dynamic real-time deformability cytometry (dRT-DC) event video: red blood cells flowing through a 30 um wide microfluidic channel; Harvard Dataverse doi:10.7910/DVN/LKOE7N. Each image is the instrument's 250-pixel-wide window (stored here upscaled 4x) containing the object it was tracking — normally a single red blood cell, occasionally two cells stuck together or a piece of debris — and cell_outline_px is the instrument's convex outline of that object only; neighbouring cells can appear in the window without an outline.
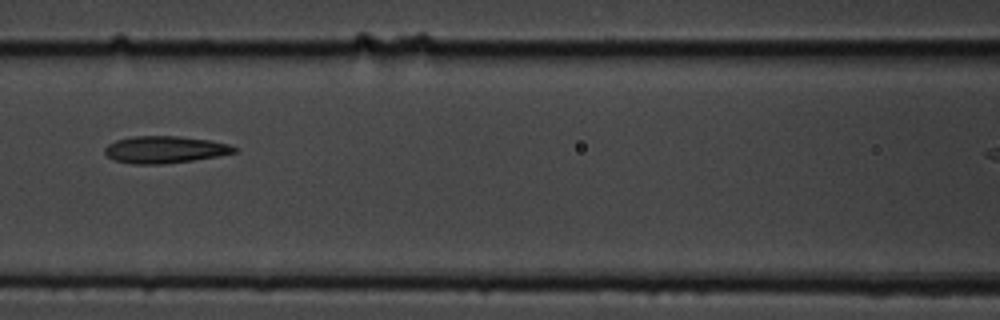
{"species": "common noctule bat (a hibernating species)", "species_latin": "Nyctalus noctula", "temperature_condition": "cold", "stored_images_in_passage": 11, "camera_frame_rate_fps": 3000, "um_per_image_px": 0.085, "animal": {"sex": "male", "body_mass_g": 19.5, "forearm_length_mm": 54.6}, "frame": {"image": 1, "passage_image": 7, "time_ms": 7.0, "image_size_px": [1000, 320], "cell_outline_px": [[236, 152], [220, 156], [164, 164], [132, 164], [112, 160], [104, 152], [104, 148], [108, 144], [116, 140], [132, 136], [176, 136], [208, 140], [228, 144], [236, 148]], "centroid_in_image_um": [13.97, 12.72], "position_along_channel_um": 152.6, "area_um2": 20.4}}
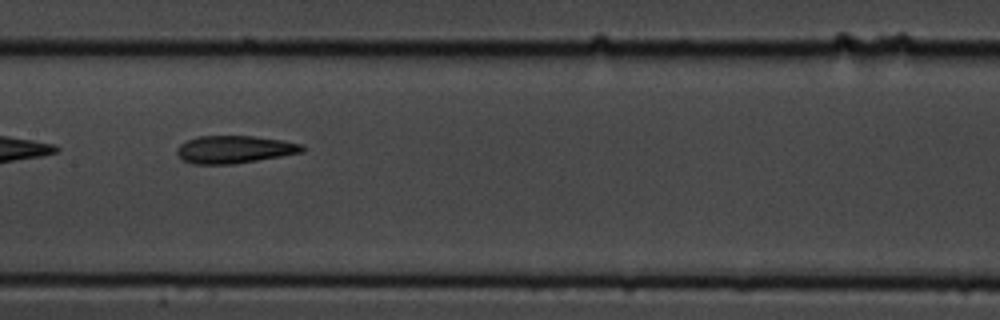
{"frame": {"image": 2, "passage_image": 8, "time_ms": 8.0, "image_size_px": [1000, 320], "cell_outline_px": [[304, 152], [232, 164], [192, 164], [184, 160], [176, 152], [176, 148], [180, 144], [196, 136], [252, 136], [284, 140], [304, 144]], "centroid_in_image_um": [19.93, 12.69], "position_along_channel_um": 187.5, "area_um2": 20.11}}
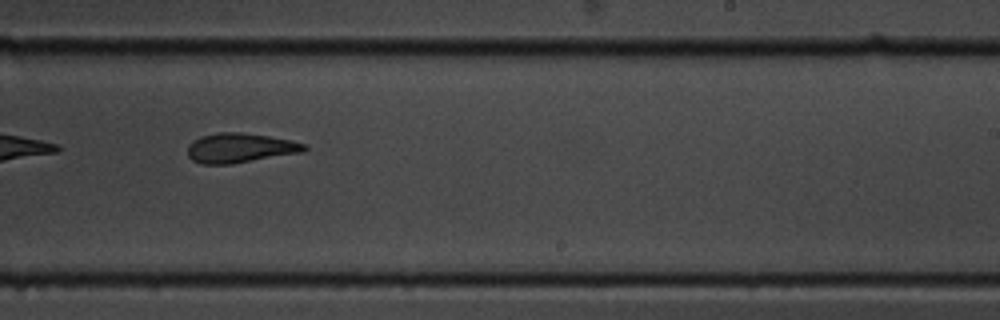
{"frame": {"image": 3, "passage_image": 10, "time_ms": 10.333, "image_size_px": [1000, 320], "cell_outline_px": [[308, 148], [304, 152], [232, 164], [200, 164], [192, 160], [188, 156], [188, 144], [192, 140], [200, 136], [220, 132], [240, 132], [268, 136], [292, 140], [304, 144]], "centroid_in_image_um": [20.38, 12.58], "position_along_channel_um": 268.6, "area_um2": 20.29}}